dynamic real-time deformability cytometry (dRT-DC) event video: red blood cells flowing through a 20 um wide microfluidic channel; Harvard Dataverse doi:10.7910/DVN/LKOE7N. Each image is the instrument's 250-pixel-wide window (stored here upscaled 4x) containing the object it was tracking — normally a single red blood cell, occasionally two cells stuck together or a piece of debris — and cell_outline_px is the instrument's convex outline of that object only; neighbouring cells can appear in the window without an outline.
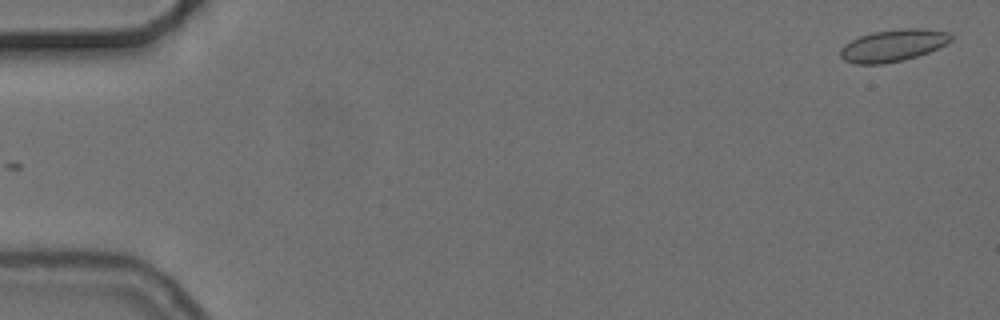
{"species": "common noctule bat (a hibernating species)", "species_latin": "Nyctalus noctula", "temperature_condition": "cold", "stored_images_in_passage": 2, "camera_frame_rate_fps": 3000, "um_per_image_px": 0.085, "animal": {"sex": "female", "body_mass_g": 24.6, "forearm_length_mm": 56.2}, "frame": {"image": 1, "passage_image": 2, "time_ms": 1.0, "image_size_px": [1000, 320], "cell_outline_px": [[952, 40], [928, 52], [904, 60], [884, 64], [856, 64], [844, 60], [840, 56], [840, 48], [844, 44], [860, 36], [872, 32], [900, 28], [924, 28], [948, 32], [952, 36]], "centroid_in_image_um": [75.88, 3.86], "position_along_channel_um": 9.1, "area_um2": 20.63}}